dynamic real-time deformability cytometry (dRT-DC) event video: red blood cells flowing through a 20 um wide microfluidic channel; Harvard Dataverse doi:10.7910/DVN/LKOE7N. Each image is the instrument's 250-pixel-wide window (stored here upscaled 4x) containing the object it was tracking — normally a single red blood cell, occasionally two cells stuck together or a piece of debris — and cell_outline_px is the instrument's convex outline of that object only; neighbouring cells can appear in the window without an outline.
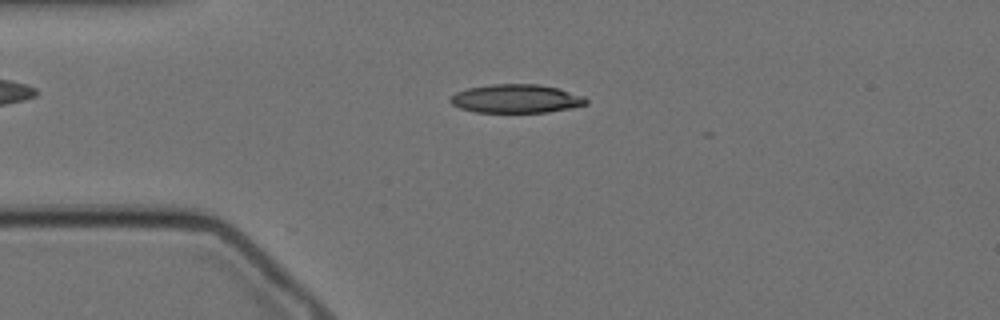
{"species": "Egyptian fruit bat (a non-hibernating species)", "species_latin": "Rousettus aegyptiacus", "temperature_condition": "cold", "stored_images_in_passage": 17, "camera_frame_rate_fps": 3000, "um_per_image_px": 0.085, "animal": {"sex": "female"}, "frame": {"image": 1, "passage_image": 12, "time_ms": 3.667, "image_size_px": [1000, 320], "cell_outline_px": [[588, 104], [572, 108], [548, 112], [476, 112], [460, 108], [452, 104], [448, 100], [456, 92], [468, 88], [492, 84], [536, 84], [556, 88], [584, 96], [588, 100]], "centroid_in_image_um": [43.88, 8.39], "position_along_channel_um": 41.1, "area_um2": 22.54}}